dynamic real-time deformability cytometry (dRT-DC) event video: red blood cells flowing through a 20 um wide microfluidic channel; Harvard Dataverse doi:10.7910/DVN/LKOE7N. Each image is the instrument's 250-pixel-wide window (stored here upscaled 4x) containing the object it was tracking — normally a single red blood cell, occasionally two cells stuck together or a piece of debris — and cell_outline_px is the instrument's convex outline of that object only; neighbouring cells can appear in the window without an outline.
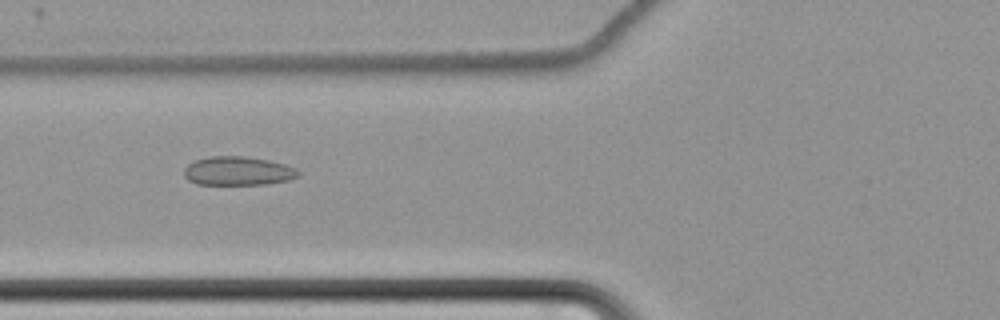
{"species": "common noctule bat (a hibernating species)", "species_latin": "Nyctalus noctula", "temperature_condition": "cold", "stored_images_in_passage": 61, "camera_frame_rate_fps": 3000, "um_per_image_px": 0.085, "animal": {"sex": "female", "body_mass_g": 22.7, "forearm_length_mm": 54.2}, "frame": {"image": 1, "passage_image": 25, "time_ms": 8.0, "image_size_px": [1000, 320], "cell_outline_px": [[300, 176], [288, 180], [264, 184], [196, 184], [188, 180], [184, 176], [184, 168], [188, 164], [196, 160], [212, 156], [244, 156], [268, 160], [284, 164], [296, 168], [300, 172]], "centroid_in_image_um": [20.23, 14.53], "position_along_channel_um": 105.6, "area_um2": 19.13}}
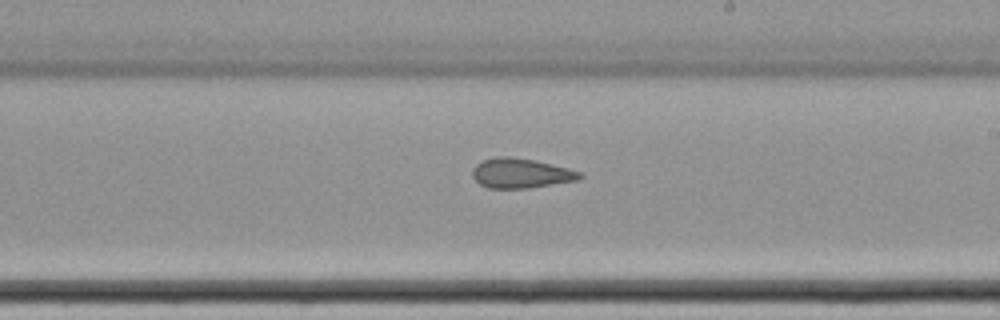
{"frame": {"image": 2, "passage_image": 37, "time_ms": 12.0, "image_size_px": [1000, 320], "cell_outline_px": [[584, 176], [580, 180], [528, 188], [488, 188], [480, 184], [472, 176], [472, 168], [480, 160], [496, 156], [508, 156], [536, 160], [584, 172]], "centroid_in_image_um": [44.29, 14.71], "position_along_channel_um": 244.7, "area_um2": 18.96}}
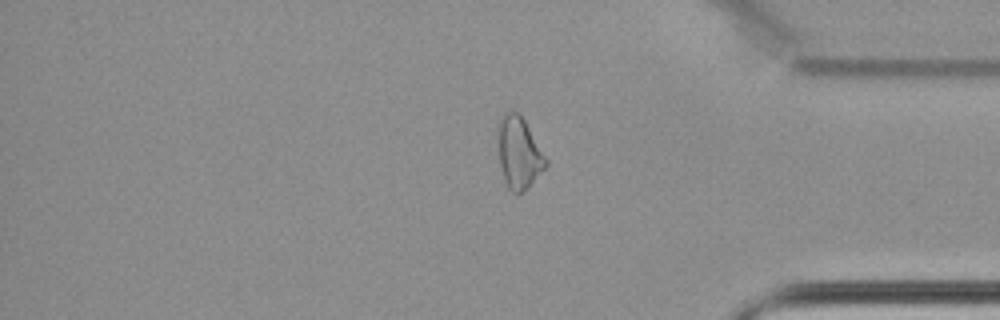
{"frame": {"image": 3, "passage_image": 51, "time_ms": 16.667, "image_size_px": [1000, 320], "cell_outline_px": [[548, 164], [516, 196], [508, 188], [504, 180], [500, 164], [496, 128], [496, 124], [504, 112], [516, 112], [524, 120], [548, 160]], "centroid_in_image_um": [44.06, 12.94], "position_along_channel_um": 391.1, "area_um2": 19.71}, "authors_computed_cell_mechanics": {"area_um2": 20.519, "velocity_mm_per_s": 3.4785, "shape_relaxation_time_tau1_ms": null, "shape_relaxation_time_tau2_ms": 4.7885, "deformation_change_tau1": null, "deformation_change_tau2": 0.1182}}